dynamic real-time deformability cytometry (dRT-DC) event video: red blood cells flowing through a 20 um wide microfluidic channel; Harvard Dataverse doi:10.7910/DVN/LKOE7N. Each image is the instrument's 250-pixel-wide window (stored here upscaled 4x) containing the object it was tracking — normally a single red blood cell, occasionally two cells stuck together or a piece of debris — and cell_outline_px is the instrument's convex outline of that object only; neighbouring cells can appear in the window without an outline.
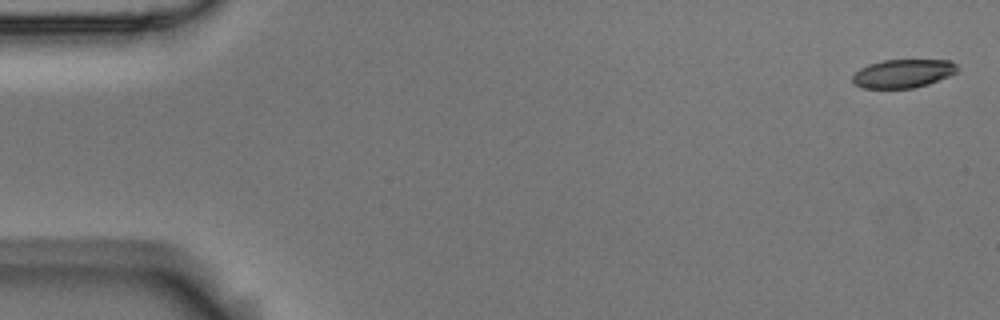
{"species": "Egyptian fruit bat (a non-hibernating species)", "species_latin": "Rousettus aegyptiacus", "temperature_condition": "room temperature", "stored_images_in_passage": 5, "camera_frame_rate_fps": 3000, "um_per_image_px": 0.085, "animal": {"sex": "male"}, "frame": {"image": 1, "passage_image": 1, "time_ms": 0.0, "image_size_px": [1000, 320], "cell_outline_px": [[956, 72], [948, 76], [928, 84], [912, 88], [864, 88], [852, 84], [852, 76], [860, 68], [868, 64], [884, 60], [952, 60], [956, 64]], "centroid_in_image_um": [76.72, 6.25], "position_along_channel_um": 8.3, "area_um2": 17.34}}
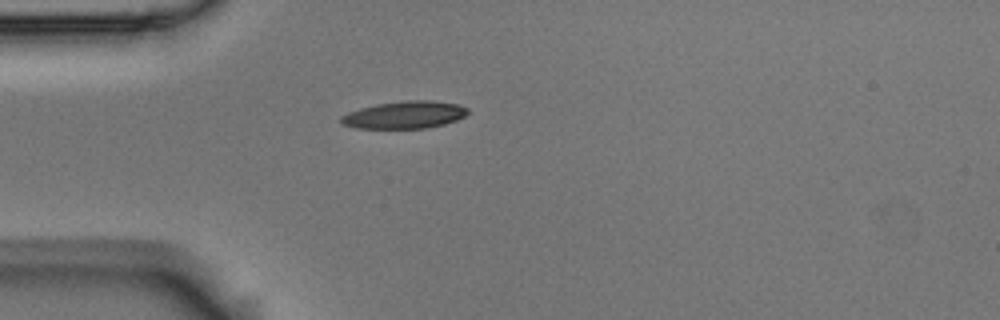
{"frame": {"image": 2, "passage_image": 4, "time_ms": 1.0, "image_size_px": [1000, 320], "cell_outline_px": [[468, 112], [464, 116], [456, 120], [444, 124], [424, 128], [356, 128], [344, 124], [340, 120], [340, 116], [348, 112], [360, 108], [376, 104], [404, 100], [432, 100], [460, 104], [468, 108]], "centroid_in_image_um": [34.4, 9.75], "position_along_channel_um": 50.6, "area_um2": 20.23}}